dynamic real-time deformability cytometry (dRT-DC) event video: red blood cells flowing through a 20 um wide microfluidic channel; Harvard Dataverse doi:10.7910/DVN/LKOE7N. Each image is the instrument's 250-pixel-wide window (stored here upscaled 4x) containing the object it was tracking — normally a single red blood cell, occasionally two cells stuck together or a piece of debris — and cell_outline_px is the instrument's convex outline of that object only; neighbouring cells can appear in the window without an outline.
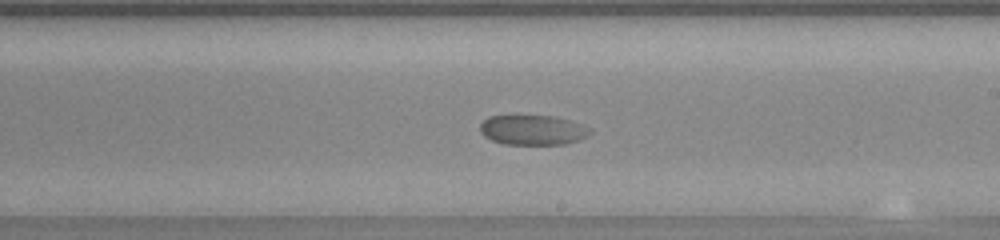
{"species": "common noctule bat (a hibernating species)", "species_latin": "Nyctalus noctula", "temperature_condition": "warm", "stored_images_in_passage": 55, "camera_frame_rate_fps": 3000, "um_per_image_px": 0.085, "animal": {"sex": "female", "body_mass_g": 23.0, "forearm_length_mm": 53.4}, "frame": {"image": 1, "passage_image": 32, "time_ms": 10.333, "image_size_px": [1000, 240], "cell_outline_px": [[592, 132], [588, 136], [564, 144], [504, 144], [492, 140], [484, 136], [480, 132], [480, 124], [488, 116], [552, 116], [568, 120]], "centroid_in_image_um": [45.19, 11.06], "position_along_channel_um": 243.8, "area_um2": 18.67}}
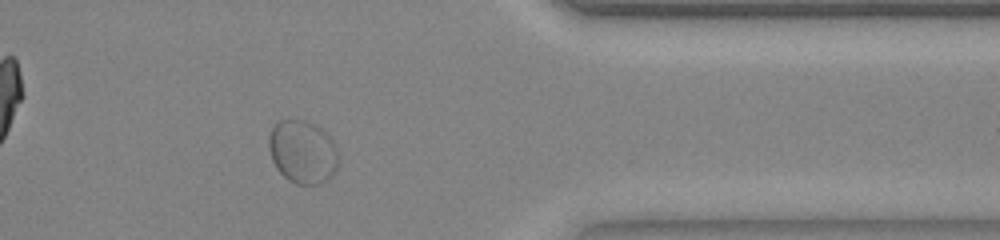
{"frame": {"image": 2, "passage_image": 45, "time_ms": 14.667, "image_size_px": [1000, 240], "cell_outline_px": [[336, 172], [332, 176], [320, 184], [296, 184], [288, 180], [276, 168], [272, 160], [268, 148], [268, 140], [272, 128], [280, 120], [304, 120], [320, 128], [332, 140], [336, 148]], "centroid_in_image_um": [25.69, 12.93], "position_along_channel_um": 385.7, "area_um2": 25.37}}
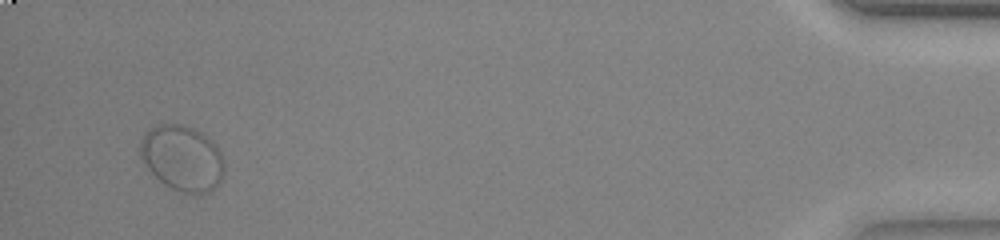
{"frame": {"image": 3, "passage_image": 53, "time_ms": 17.333, "image_size_px": [1000, 240], "cell_outline_px": [[224, 172], [220, 180], [212, 188], [196, 196], [172, 188], [164, 184], [148, 168], [140, 156], [140, 140], [144, 132], [148, 128], [160, 124], [180, 124], [192, 128], [200, 132], [212, 140], [216, 144], [224, 160]], "centroid_in_image_um": [15.48, 13.42], "position_along_channel_um": 419.7, "area_um2": 32.02}}